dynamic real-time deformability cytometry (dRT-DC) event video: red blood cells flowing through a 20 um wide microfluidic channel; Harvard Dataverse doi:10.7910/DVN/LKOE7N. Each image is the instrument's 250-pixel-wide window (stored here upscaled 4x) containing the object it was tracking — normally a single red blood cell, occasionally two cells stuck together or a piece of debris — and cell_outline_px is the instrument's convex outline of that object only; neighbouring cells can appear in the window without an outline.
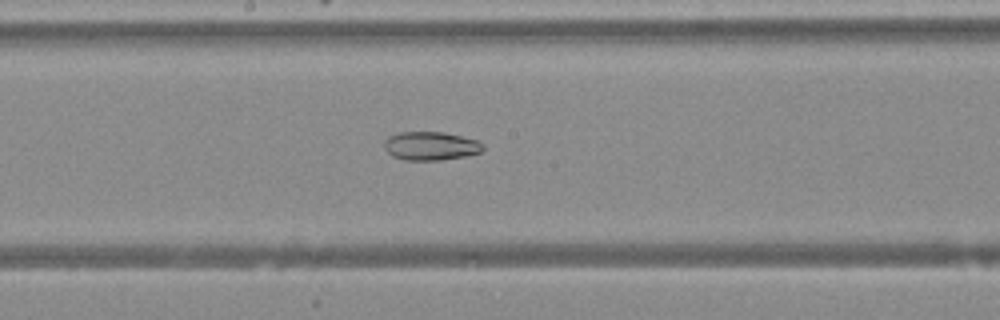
{"species": "Egyptian fruit bat (a non-hibernating species)", "species_latin": "Rousettus aegyptiacus", "temperature_condition": "warm", "stored_images_in_passage": 32, "camera_frame_rate_fps": 3000, "um_per_image_px": 0.085, "animal": {"sex": "female"}, "frame": {"image": 1, "passage_image": 15, "time_ms": 4.667, "image_size_px": [1000, 320], "cell_outline_px": [[484, 148], [480, 152], [464, 156], [440, 160], [404, 160], [392, 156], [384, 148], [384, 140], [388, 136], [400, 132], [444, 132], [476, 140], [484, 144]], "centroid_in_image_um": [36.58, 12.4], "position_along_channel_um": 211.6, "area_um2": 16.42}}
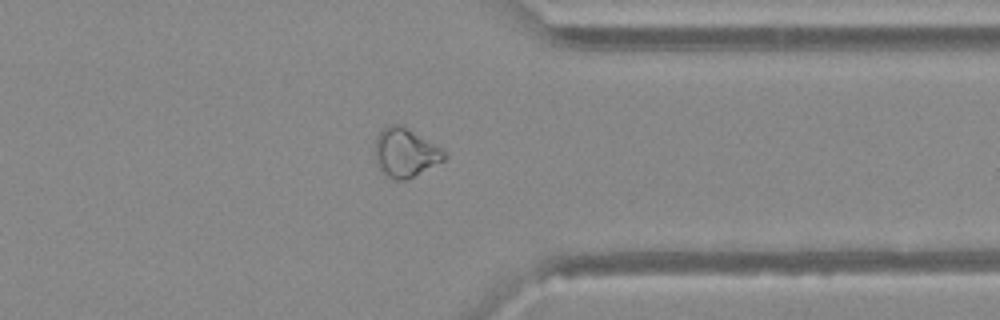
{"frame": {"image": 2, "passage_image": 27, "time_ms": 8.667, "image_size_px": [1000, 320], "cell_outline_px": [[448, 156], [444, 160], [404, 180], [396, 180], [384, 176], [380, 172], [376, 164], [376, 136], [388, 124], [400, 124], [448, 152]], "centroid_in_image_um": [34.43, 12.98], "position_along_channel_um": 377.0, "area_um2": 19.54}}